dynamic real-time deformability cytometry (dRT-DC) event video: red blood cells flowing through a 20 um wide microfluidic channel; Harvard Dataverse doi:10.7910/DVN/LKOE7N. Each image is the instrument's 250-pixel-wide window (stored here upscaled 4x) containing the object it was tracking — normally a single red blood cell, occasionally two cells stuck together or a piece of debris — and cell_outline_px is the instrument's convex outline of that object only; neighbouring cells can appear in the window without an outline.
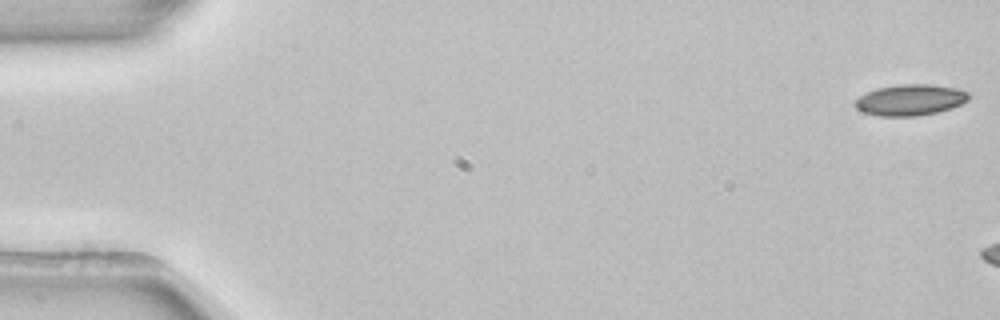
{"species": "common noctule bat (a hibernating species)", "species_latin": "Nyctalus noctula", "temperature_condition": "room temperature", "stored_images_in_passage": 6, "camera_frame_rate_fps": 3000, "um_per_image_px": 0.085, "animal": {"sex": "female", "body_mass_g": 22.7, "forearm_length_mm": 54.2}, "frame": {"image": 1, "passage_image": 1, "time_ms": 0.0, "image_size_px": [1000, 320], "cell_outline_px": [[972, 96], [968, 100], [952, 108], [936, 112], [916, 116], [880, 116], [864, 112], [856, 108], [852, 104], [860, 96], [876, 88], [900, 84], [932, 84], [956, 88], [968, 92]], "centroid_in_image_um": [77.38, 8.49], "position_along_channel_um": 7.6, "area_um2": 20.63}}